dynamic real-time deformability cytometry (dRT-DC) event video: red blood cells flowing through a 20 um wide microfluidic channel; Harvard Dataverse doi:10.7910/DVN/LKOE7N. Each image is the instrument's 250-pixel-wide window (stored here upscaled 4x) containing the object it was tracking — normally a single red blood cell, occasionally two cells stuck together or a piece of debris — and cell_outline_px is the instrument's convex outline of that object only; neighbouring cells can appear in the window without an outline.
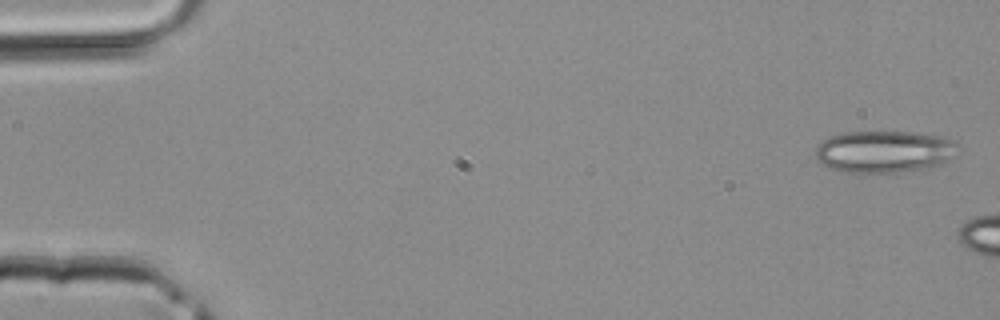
{"species": "common noctule bat (a hibernating species)", "species_latin": "Nyctalus noctula", "temperature_condition": "room temperature", "stored_images_in_passage": 5, "camera_frame_rate_fps": 3000, "um_per_image_px": 0.085, "animal": {"sex": "male", "body_mass_g": 20.4}, "frame": {"image": 1, "passage_image": 1, "time_ms": 0.0, "image_size_px": [1000, 320], "cell_outline_px": [[956, 156], [940, 164], [924, 168], [892, 172], [848, 172], [832, 168], [824, 164], [816, 156], [816, 148], [824, 140], [832, 136], [844, 132], [912, 132], [940, 136], [952, 140], [956, 144]], "centroid_in_image_um": [75.19, 12.87], "position_along_channel_um": 9.8, "area_um2": 34.22}}